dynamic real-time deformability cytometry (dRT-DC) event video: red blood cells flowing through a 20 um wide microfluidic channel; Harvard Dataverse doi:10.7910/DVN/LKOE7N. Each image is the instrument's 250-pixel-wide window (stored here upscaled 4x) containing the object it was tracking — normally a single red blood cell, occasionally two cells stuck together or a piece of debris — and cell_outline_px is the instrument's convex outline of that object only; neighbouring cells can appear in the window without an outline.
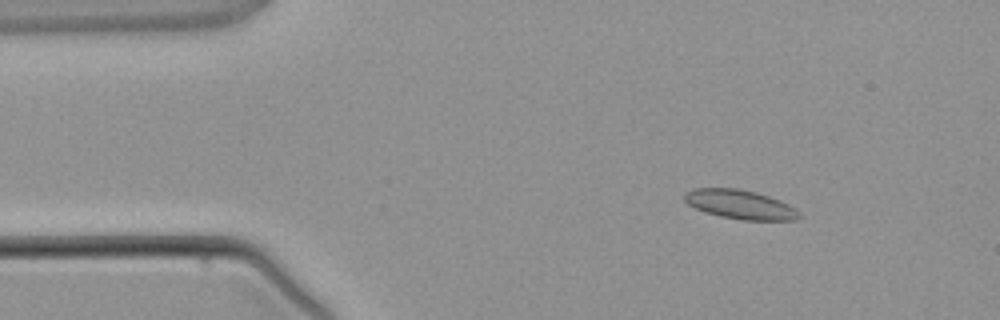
{"species": "common noctule bat (a hibernating species)", "species_latin": "Nyctalus noctula", "temperature_condition": "warm", "stored_images_in_passage": 4, "camera_frame_rate_fps": 3000, "um_per_image_px": 0.085, "animal": {"sex": "male", "body_mass_g": 21.5, "forearm_length_mm": 52.0}, "frame": {"image": 1, "passage_image": 2, "time_ms": 1.333, "image_size_px": [1000, 320], "cell_outline_px": [[800, 216], [796, 220], [740, 220], [720, 216], [704, 212], [688, 204], [684, 200], [684, 196], [688, 192], [696, 188], [740, 188], [756, 192], [780, 200], [788, 204], [800, 212]], "centroid_in_image_um": [62.92, 17.38], "position_along_channel_um": 22.1, "area_um2": 19.42}}
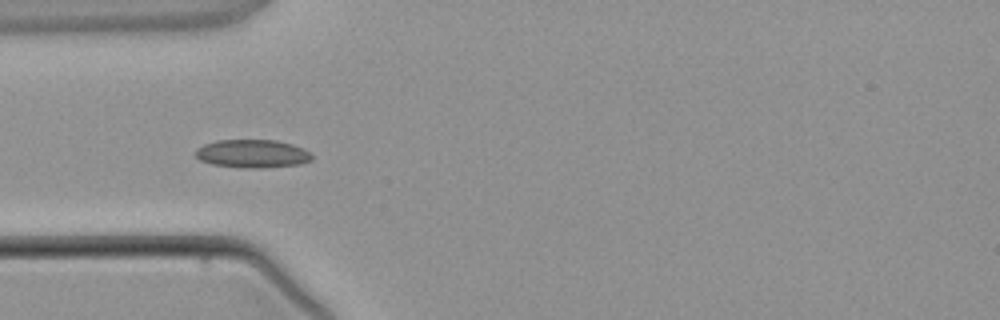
{"frame": {"image": 2, "passage_image": 4, "time_ms": 3.667, "image_size_px": [1000, 320], "cell_outline_px": [[312, 160], [300, 164], [260, 168], [244, 168], [212, 164], [200, 160], [196, 156], [196, 148], [204, 144], [216, 140], [276, 140], [292, 144], [304, 148], [312, 156]], "centroid_in_image_um": [21.45, 13.06], "position_along_channel_um": 63.6, "area_um2": 19.13}}